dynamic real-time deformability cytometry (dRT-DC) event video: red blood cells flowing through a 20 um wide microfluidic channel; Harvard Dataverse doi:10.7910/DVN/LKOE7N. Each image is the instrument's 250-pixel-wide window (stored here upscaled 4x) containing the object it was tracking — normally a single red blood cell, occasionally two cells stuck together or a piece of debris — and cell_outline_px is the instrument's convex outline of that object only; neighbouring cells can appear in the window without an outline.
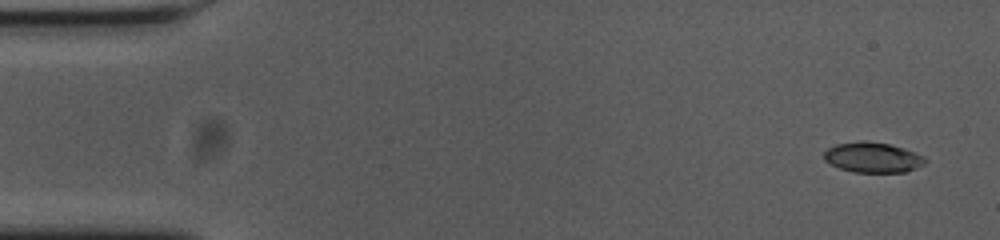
{"species": "common noctule bat (a hibernating species)", "species_latin": "Nyctalus noctula", "temperature_condition": "cold", "stored_images_in_passage": 53, "camera_frame_rate_fps": 3000, "um_per_image_px": 0.085, "animal": {"sex": "female", "body_mass_g": 23.0, "forearm_length_mm": 53.4}, "frame": {"image": 1, "passage_image": 1, "time_ms": 0.0, "image_size_px": [1000, 240], "cell_outline_px": [[928, 160], [924, 164], [916, 168], [904, 172], [852, 172], [840, 168], [824, 160], [824, 152], [828, 148], [836, 144], [864, 140], [888, 144], [904, 148], [916, 152], [924, 156]], "centroid_in_image_um": [74.2, 13.38], "position_along_channel_um": 10.8, "area_um2": 17.86}}
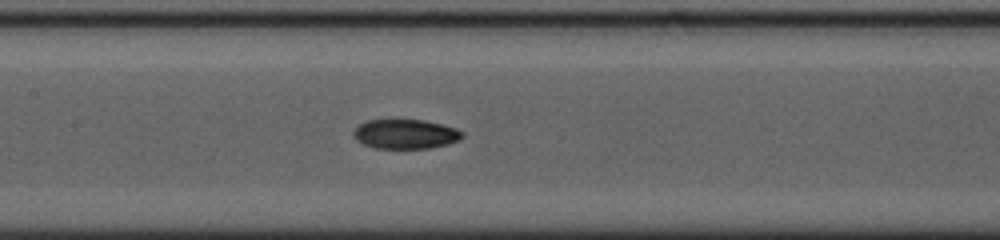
{"frame": {"image": 2, "passage_image": 24, "time_ms": 7.667, "image_size_px": [1000, 240], "cell_outline_px": [[464, 136], [460, 140], [448, 144], [428, 148], [376, 148], [364, 144], [356, 140], [352, 132], [360, 124], [368, 120], [424, 120], [456, 128], [464, 132]], "centroid_in_image_um": [34.49, 11.39], "position_along_channel_um": 172.9, "area_um2": 18.61}}
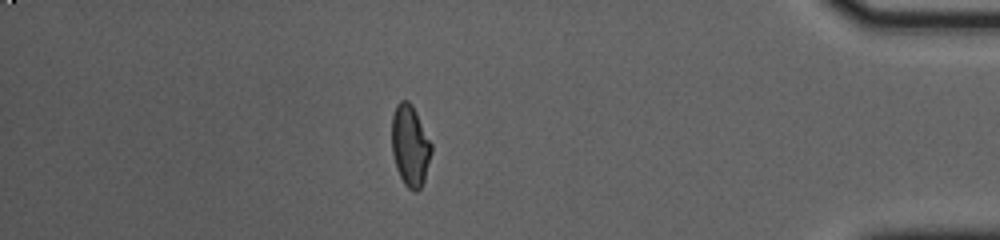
{"frame": {"image": 3, "passage_image": 46, "time_ms": 15.0, "image_size_px": [1000, 240], "cell_outline_px": [[432, 152], [424, 180], [420, 188], [416, 192], [412, 192], [404, 184], [396, 168], [392, 152], [392, 116], [396, 104], [400, 100], [408, 100], [412, 104], [432, 144]], "centroid_in_image_um": [34.86, 12.38], "position_along_channel_um": 400.3, "area_um2": 18.84}, "authors_computed_cell_mechanics": {"area_um2": 18.785, "velocity_mm_per_s": 3.693, "shape_relaxation_time_tau1_ms": 8.6265, "shape_relaxation_time_tau2_ms": 3.7251, "deformation_change_tau1": 0.2247, "deformation_change_tau2": 0.0758}}